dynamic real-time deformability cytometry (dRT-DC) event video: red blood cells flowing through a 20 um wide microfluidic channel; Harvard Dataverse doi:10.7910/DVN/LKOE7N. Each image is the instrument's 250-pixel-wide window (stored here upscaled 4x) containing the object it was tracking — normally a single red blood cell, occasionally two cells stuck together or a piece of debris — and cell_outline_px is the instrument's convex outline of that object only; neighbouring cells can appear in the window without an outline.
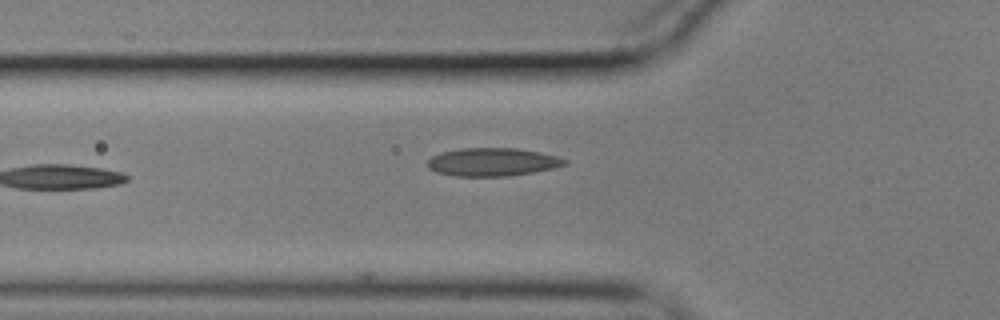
{"species": "common noctule bat (a hibernating species)", "species_latin": "Nyctalus noctula", "temperature_condition": "cold", "stored_images_in_passage": 5, "camera_frame_rate_fps": 3000, "um_per_image_px": 0.085, "animal": {"sex": "male", "body_mass_g": 17.9}, "frame": {"image": 1, "passage_image": 5, "time_ms": 1.333, "image_size_px": [1000, 320], "cell_outline_px": [[568, 164], [552, 168], [532, 172], [508, 176], [456, 176], [436, 172], [428, 168], [428, 160], [432, 156], [440, 152], [460, 148], [516, 148], [540, 152], [556, 156], [568, 160]], "centroid_in_image_um": [41.85, 13.76], "position_along_channel_um": 84.0, "area_um2": 22.48}}